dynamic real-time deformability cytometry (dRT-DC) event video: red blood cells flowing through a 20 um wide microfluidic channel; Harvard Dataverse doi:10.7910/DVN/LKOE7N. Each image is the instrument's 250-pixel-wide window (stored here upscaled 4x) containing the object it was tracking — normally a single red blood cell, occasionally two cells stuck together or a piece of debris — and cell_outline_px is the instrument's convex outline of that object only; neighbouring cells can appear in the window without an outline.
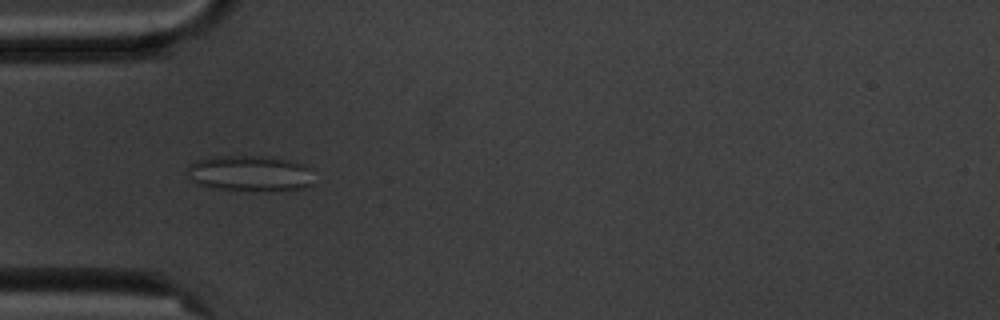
{"species": "common noctule bat (a hibernating species)", "species_latin": "Nyctalus noctula", "temperature_condition": "cold", "stored_images_in_passage": 5, "camera_frame_rate_fps": 3000, "um_per_image_px": 0.085, "animal": {"sex": "male", "body_mass_g": 20.1, "forearm_length_mm": 53.5}, "frame": {"image": 1, "passage_image": 4, "time_ms": 3.333, "image_size_px": [1000, 320], "cell_outline_px": [[312, 184], [304, 188], [216, 188], [196, 184], [188, 176], [188, 168], [196, 160], [212, 156], [264, 156], [288, 160], [304, 164], [308, 168]], "centroid_in_image_um": [21.18, 14.68], "position_along_channel_um": 63.8, "area_um2": 25.2}}
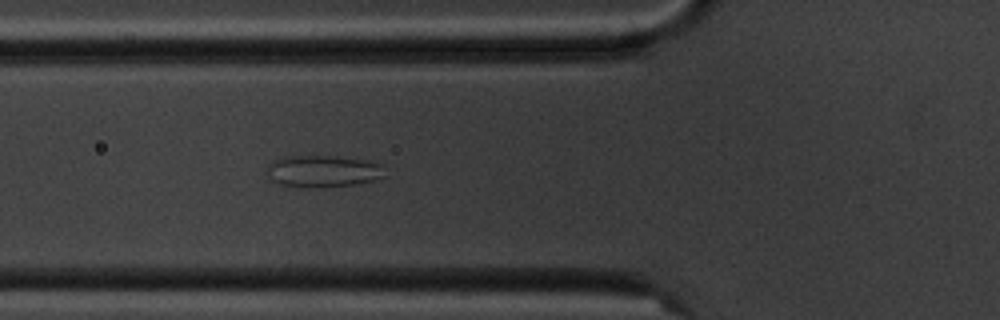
{"frame": {"image": 2, "passage_image": 5, "time_ms": 4.333, "image_size_px": [1000, 320], "cell_outline_px": [[384, 176], [376, 180], [356, 184], [280, 184], [268, 180], [268, 164], [272, 160], [284, 156], [336, 156], [368, 160], [384, 164]], "centroid_in_image_um": [27.5, 14.48], "position_along_channel_um": 98.3, "area_um2": 21.15}}